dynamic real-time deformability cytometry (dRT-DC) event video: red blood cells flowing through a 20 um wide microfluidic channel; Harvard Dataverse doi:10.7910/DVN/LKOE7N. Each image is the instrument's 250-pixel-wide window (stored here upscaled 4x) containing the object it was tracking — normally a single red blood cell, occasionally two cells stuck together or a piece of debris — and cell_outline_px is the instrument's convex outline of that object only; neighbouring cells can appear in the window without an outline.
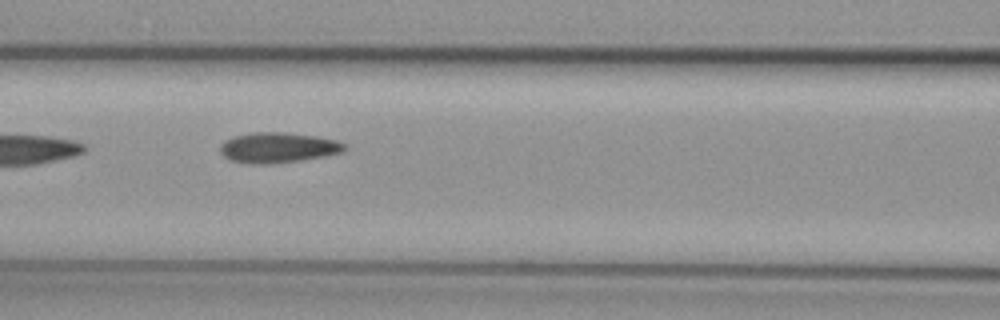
{"species": "common noctule bat (a hibernating species)", "species_latin": "Nyctalus noctula", "temperature_condition": "cold", "stored_images_in_passage": 8, "camera_frame_rate_fps": 3000, "um_per_image_px": 0.085, "animal": {"sex": "female", "body_mass_g": 29.2, "forearm_length_mm": 56.3}, "frame": {"image": 1, "passage_image": 8, "time_ms": 8.333, "image_size_px": [1000, 320], "cell_outline_px": [[348, 148], [344, 152], [324, 156], [300, 160], [268, 164], [252, 164], [232, 160], [224, 156], [220, 152], [220, 144], [224, 140], [232, 136], [252, 132], [284, 132], [316, 136], [336, 140], [348, 144]], "centroid_in_image_um": [23.65, 12.53], "position_along_channel_um": 142.9, "area_um2": 22.2}}